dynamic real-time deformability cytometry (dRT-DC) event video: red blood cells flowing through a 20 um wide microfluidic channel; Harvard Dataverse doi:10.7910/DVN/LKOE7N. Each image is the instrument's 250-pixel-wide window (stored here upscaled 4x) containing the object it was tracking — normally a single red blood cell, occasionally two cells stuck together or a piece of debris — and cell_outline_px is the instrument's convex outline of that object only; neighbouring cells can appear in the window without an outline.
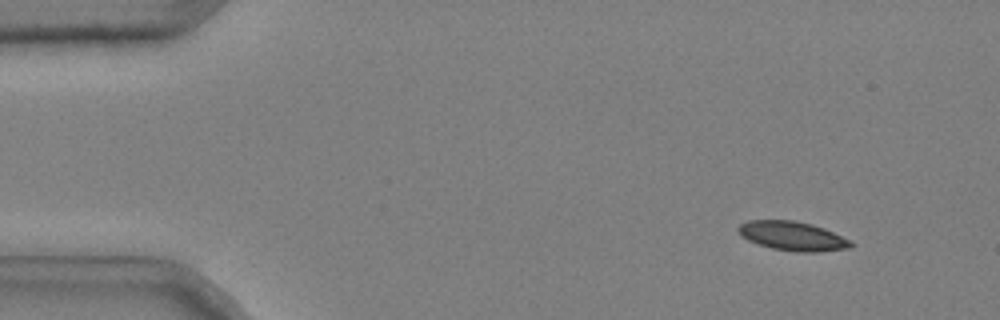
{"species": "common noctule bat (a hibernating species)", "species_latin": "Nyctalus noctula", "temperature_condition": "cold", "stored_images_in_passage": 47, "camera_frame_rate_fps": 3000, "um_per_image_px": 0.085, "animal": {"sex": "male", "body_mass_g": 20.4}, "frame": {"image": 1, "passage_image": 1, "time_ms": 0.0, "image_size_px": [1000, 320], "cell_outline_px": [[856, 244], [848, 248], [816, 252], [796, 252], [772, 248], [748, 240], [740, 236], [736, 228], [740, 224], [748, 220], [796, 220], [812, 224], [824, 228], [852, 240]], "centroid_in_image_um": [67.38, 20.05], "position_along_channel_um": 17.6, "area_um2": 19.31}}
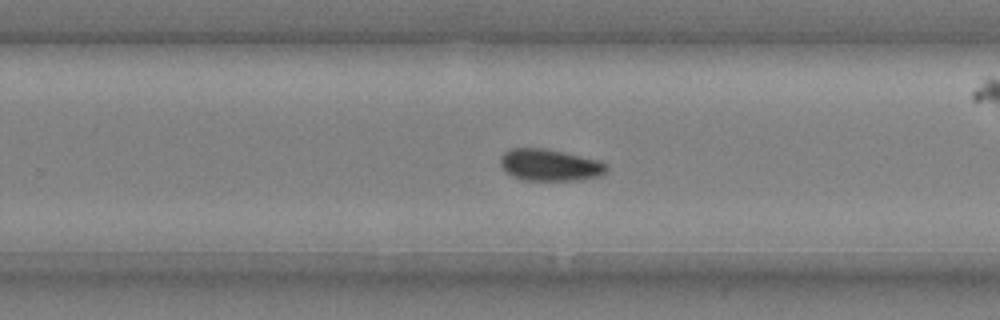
{"frame": {"image": 2, "passage_image": 30, "time_ms": 9.667, "image_size_px": [1000, 320], "cell_outline_px": [[608, 172], [600, 176], [580, 180], [524, 180], [512, 176], [500, 164], [500, 156], [508, 148], [540, 148], [600, 160], [608, 164]], "centroid_in_image_um": [46.76, 14.03], "position_along_channel_um": 283.0, "area_um2": 19.65}}
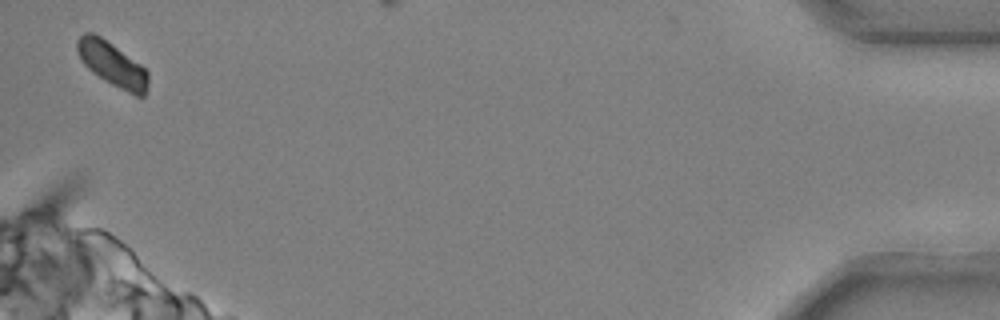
{"frame": {"image": 3, "passage_image": 47, "time_ms": 15.333, "image_size_px": [1000, 320], "cell_outline_px": [[148, 88], [144, 96], [136, 96], [104, 80], [92, 72], [80, 60], [76, 52], [76, 40], [84, 32], [92, 32], [100, 36], [112, 44], [140, 64], [148, 72]], "centroid_in_image_um": [9.51, 5.44], "position_along_channel_um": 425.7, "area_um2": 18.26}, "authors_computed_cell_mechanics": {"area_um2": 19.652, "velocity_mm_per_s": 3.697, "shape_relaxation_time_tau1_ms": 5.1285, "shape_relaxation_time_tau2_ms": 8.1369, "deformation_change_tau1": 0.0944, "deformation_change_tau2": 0.0934}}